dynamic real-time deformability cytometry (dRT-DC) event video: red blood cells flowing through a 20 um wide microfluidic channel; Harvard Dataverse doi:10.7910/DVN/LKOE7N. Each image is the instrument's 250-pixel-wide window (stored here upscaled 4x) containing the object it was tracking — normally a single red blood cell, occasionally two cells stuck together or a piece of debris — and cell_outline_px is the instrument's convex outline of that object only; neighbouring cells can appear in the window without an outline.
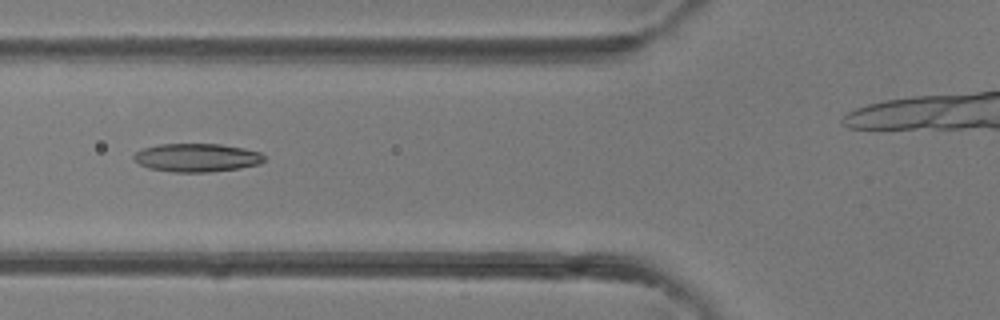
{"species": "common noctule bat (a hibernating species)", "species_latin": "Nyctalus noctula", "temperature_condition": "room temperature", "stored_images_in_passage": 6, "camera_frame_rate_fps": 3000, "um_per_image_px": 0.085, "animal": {"sex": "female"}, "frame": {"image": 1, "passage_image": 4, "time_ms": 4.0, "image_size_px": [1000, 320], "cell_outline_px": [[264, 160], [260, 164], [240, 168], [208, 172], [172, 172], [148, 168], [140, 164], [132, 156], [136, 152], [144, 148], [160, 144], [220, 144], [244, 148], [260, 152], [264, 156]], "centroid_in_image_um": [16.74, 13.4], "position_along_channel_um": 109.1, "area_um2": 21.5}}